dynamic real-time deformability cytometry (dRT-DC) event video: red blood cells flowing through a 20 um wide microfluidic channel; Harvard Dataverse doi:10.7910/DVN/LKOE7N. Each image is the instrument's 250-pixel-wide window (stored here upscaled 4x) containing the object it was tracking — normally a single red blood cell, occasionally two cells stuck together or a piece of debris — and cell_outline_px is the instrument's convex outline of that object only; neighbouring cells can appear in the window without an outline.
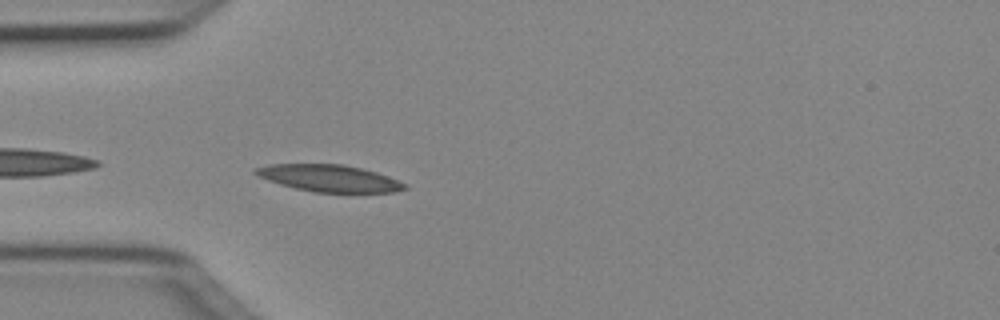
{"species": "Egyptian fruit bat (a non-hibernating species)", "species_latin": "Rousettus aegyptiacus", "temperature_condition": "cold", "stored_images_in_passage": 25, "camera_frame_rate_fps": 3000, "um_per_image_px": 0.085, "animal": {"sex": "female"}, "frame": {"image": 1, "passage_image": 3, "time_ms": 0.667, "image_size_px": [1000, 320], "cell_outline_px": [[408, 188], [396, 192], [312, 192], [280, 184], [256, 176], [252, 172], [252, 168], [268, 164], [344, 164], [376, 172], [388, 176], [408, 184]], "centroid_in_image_um": [27.96, 15.14], "position_along_channel_um": 57.0, "area_um2": 23.52}}
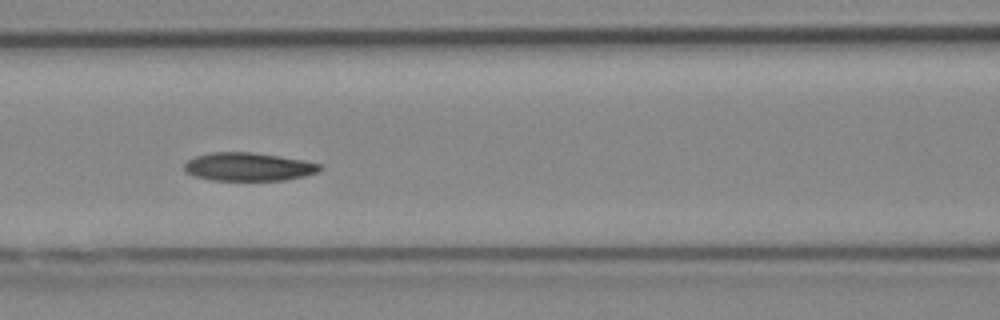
{"frame": {"image": 2, "passage_image": 10, "time_ms": 3.0, "image_size_px": [1000, 320], "cell_outline_px": [[320, 172], [304, 176], [284, 180], [212, 180], [196, 176], [188, 172], [184, 168], [184, 164], [188, 160], [196, 156], [212, 152], [252, 152], [304, 160], [320, 164]], "centroid_in_image_um": [21.14, 14.17], "position_along_channel_um": 145.5, "area_um2": 22.14}}
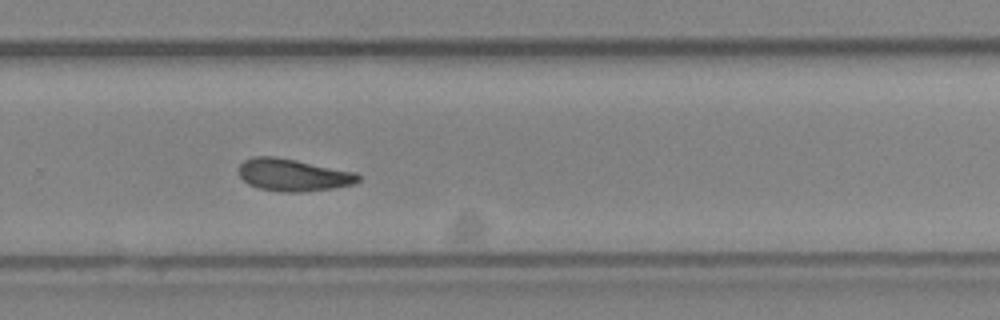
{"frame": {"image": 3, "passage_image": 22, "time_ms": 7.0, "image_size_px": [1000, 320], "cell_outline_px": [[360, 180], [352, 184], [332, 188], [300, 192], [280, 192], [260, 188], [248, 184], [240, 176], [240, 164], [244, 160], [252, 156], [276, 156], [356, 172], [360, 176]], "centroid_in_image_um": [24.91, 14.86], "position_along_channel_um": 304.9, "area_um2": 22.37}}